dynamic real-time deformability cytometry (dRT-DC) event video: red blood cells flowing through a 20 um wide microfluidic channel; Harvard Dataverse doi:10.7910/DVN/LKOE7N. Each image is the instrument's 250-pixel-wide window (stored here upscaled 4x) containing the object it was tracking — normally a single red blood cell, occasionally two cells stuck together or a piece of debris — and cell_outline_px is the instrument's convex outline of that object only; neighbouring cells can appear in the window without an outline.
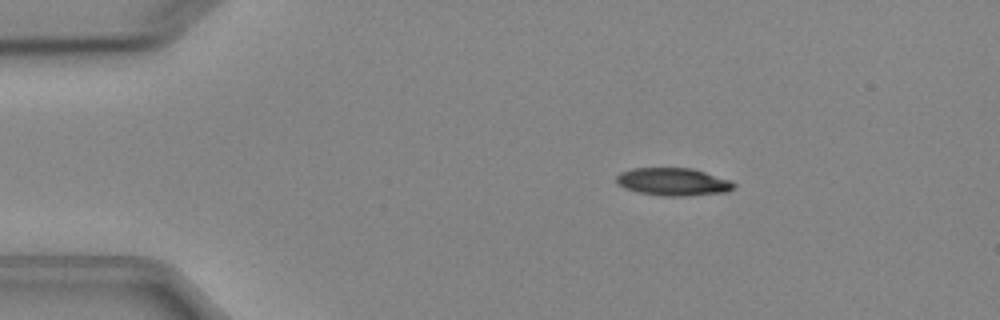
{"species": "Egyptian fruit bat (a non-hibernating species)", "species_latin": "Rousettus aegyptiacus", "temperature_condition": "cold", "stored_images_in_passage": 5, "camera_frame_rate_fps": 3000, "um_per_image_px": 0.085, "animal": {"sex": "female"}, "frame": {"image": 1, "passage_image": 2, "time_ms": 1.333, "image_size_px": [1000, 320], "cell_outline_px": [[736, 184], [728, 192], [684, 196], [660, 196], [636, 192], [624, 188], [616, 184], [616, 176], [620, 172], [632, 168], [692, 168], [732, 180]], "centroid_in_image_um": [57.19, 15.45], "position_along_channel_um": 27.8, "area_um2": 19.25}}